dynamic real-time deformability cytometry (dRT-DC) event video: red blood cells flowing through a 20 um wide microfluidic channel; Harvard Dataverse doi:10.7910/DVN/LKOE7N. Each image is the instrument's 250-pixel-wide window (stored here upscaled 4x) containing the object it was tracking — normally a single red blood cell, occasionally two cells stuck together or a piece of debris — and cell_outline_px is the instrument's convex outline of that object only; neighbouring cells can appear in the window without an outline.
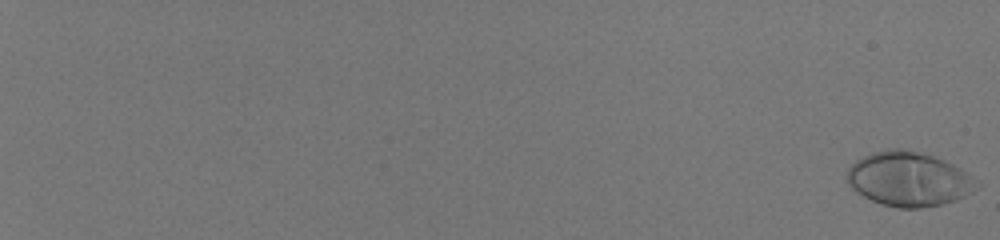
{"species": "human", "species_latin": "Homo sapiens", "temperature_condition": "room temperature", "stored_images_in_passage": 59, "camera_frame_rate_fps": 3000, "um_per_image_px": 0.085, "donor": {"sex": "male"}, "frame": {"image": 1, "passage_image": 1, "time_ms": 0.0, "image_size_px": [1000, 240], "cell_outline_px": [[980, 184], [956, 200], [940, 204], [920, 208], [900, 208], [880, 204], [856, 192], [852, 188], [848, 180], [848, 168], [856, 160], [872, 152], [892, 148], [900, 148], [932, 156], [944, 160], [960, 168]], "centroid_in_image_um": [77.2, 15.22], "position_along_channel_um": 7.8, "area_um2": 40.4}}
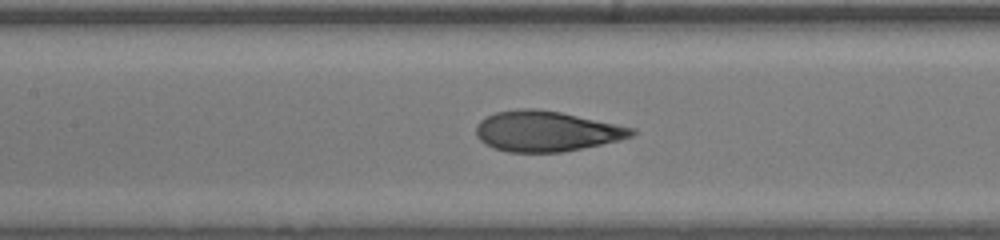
{"frame": {"image": 2, "passage_image": 35, "time_ms": 11.333, "image_size_px": [1000, 240], "cell_outline_px": [[636, 132], [632, 136], [620, 140], [560, 152], [508, 152], [492, 148], [480, 140], [476, 136], [476, 124], [484, 116], [496, 112], [516, 108], [536, 108], [560, 112], [636, 128]], "centroid_in_image_um": [46.4, 11.14], "position_along_channel_um": 161.0, "area_um2": 36.76}}
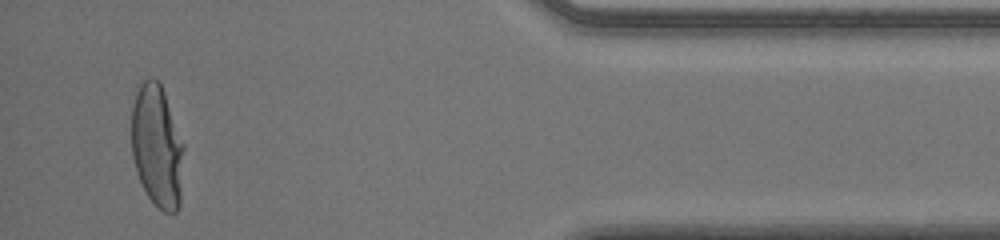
{"frame": {"image": 3, "passage_image": 57, "time_ms": 18.667, "image_size_px": [1000, 240], "cell_outline_px": [[184, 148], [180, 204], [176, 212], [164, 212], [148, 196], [140, 180], [132, 156], [132, 104], [136, 92], [140, 84], [148, 76], [152, 76], [160, 80], [184, 144]], "centroid_in_image_um": [13.36, 12.37], "position_along_channel_um": 421.8, "area_um2": 37.51}, "authors_computed_cell_mechanics": {"area_um2": 36.8186, "velocity_mm_per_s": 4.0663, "shape_relaxation_time_tau1_ms": 4.3971, "shape_relaxation_time_tau2_ms": null, "deformation_change_tau1": 0.2407, "deformation_change_tau2": null}}